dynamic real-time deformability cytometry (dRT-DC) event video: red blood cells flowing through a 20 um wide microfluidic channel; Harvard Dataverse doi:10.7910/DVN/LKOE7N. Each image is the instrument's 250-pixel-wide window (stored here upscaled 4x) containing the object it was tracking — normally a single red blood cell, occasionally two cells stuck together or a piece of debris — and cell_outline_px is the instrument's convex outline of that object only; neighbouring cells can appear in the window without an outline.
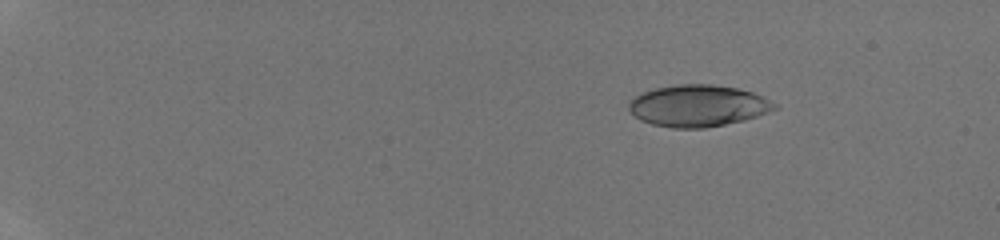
{"species": "human", "species_latin": "Homo sapiens", "temperature_condition": "room temperature", "stored_images_in_passage": 18, "camera_frame_rate_fps": 3000, "um_per_image_px": 0.085, "donor": {"sex": "male"}, "frame": {"image": 1, "passage_image": 6, "time_ms": 2.667, "image_size_px": [1000, 240], "cell_outline_px": [[780, 108], [744, 120], [704, 128], [672, 128], [652, 124], [640, 120], [628, 108], [628, 104], [640, 92], [656, 88], [676, 84], [712, 84], [736, 88], [752, 92], [764, 96], [776, 104]], "centroid_in_image_um": [59.34, 8.98], "position_along_channel_um": 25.7, "area_um2": 35.37}}
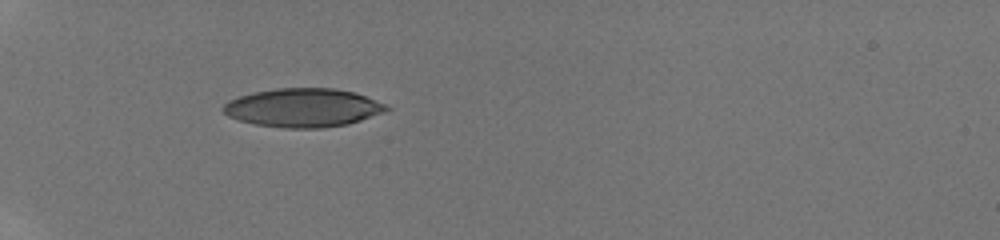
{"frame": {"image": 2, "passage_image": 13, "time_ms": 6.333, "image_size_px": [1000, 240], "cell_outline_px": [[392, 108], [384, 112], [348, 124], [320, 128], [284, 128], [256, 124], [240, 120], [228, 116], [220, 108], [228, 100], [240, 96], [256, 92], [276, 88], [332, 88], [356, 92], [388, 104]], "centroid_in_image_um": [25.79, 9.15], "position_along_channel_um": 59.2, "area_um2": 36.82}}
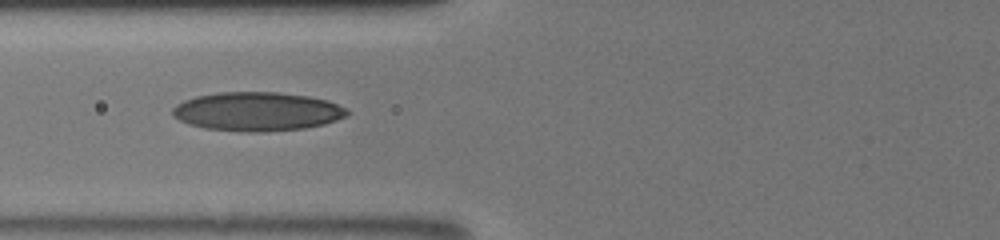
{"frame": {"image": 3, "passage_image": 16, "time_ms": 8.0, "image_size_px": [1000, 240], "cell_outline_px": [[348, 116], [324, 124], [304, 128], [264, 132], [240, 132], [204, 128], [188, 124], [172, 116], [172, 108], [176, 104], [184, 100], [196, 96], [220, 92], [276, 92], [308, 96], [328, 100], [344, 108], [348, 112]], "centroid_in_image_um": [21.82, 9.48], "position_along_channel_um": 104.0, "area_um2": 39.65}}